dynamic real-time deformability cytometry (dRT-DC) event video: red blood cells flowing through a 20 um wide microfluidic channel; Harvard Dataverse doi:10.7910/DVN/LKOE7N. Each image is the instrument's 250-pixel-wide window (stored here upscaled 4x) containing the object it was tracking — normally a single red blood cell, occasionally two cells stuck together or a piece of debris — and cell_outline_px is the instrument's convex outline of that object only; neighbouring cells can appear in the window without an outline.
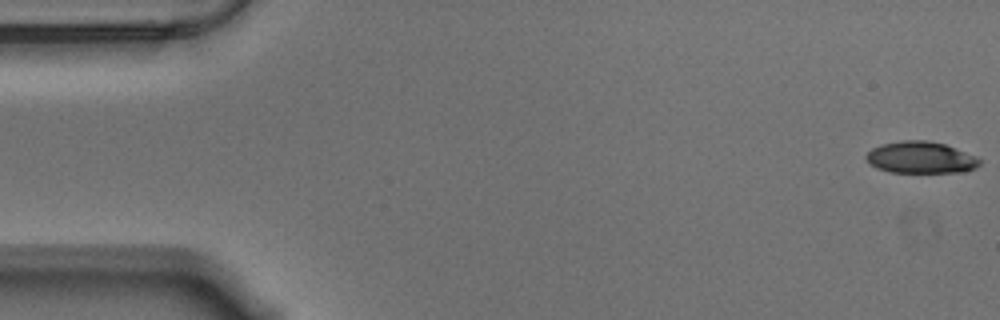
{"species": "Egyptian fruit bat (a non-hibernating species)", "species_latin": "Rousettus aegyptiacus", "temperature_condition": "warm", "stored_images_in_passage": 57, "camera_frame_rate_fps": 3000, "um_per_image_px": 0.085, "animal": {"sex": "male"}, "frame": {"image": 1, "passage_image": 1, "time_ms": 0.0, "image_size_px": [1000, 320], "cell_outline_px": [[980, 164], [976, 168], [964, 172], [888, 172], [876, 168], [868, 164], [864, 156], [872, 148], [880, 144], [900, 140], [928, 140], [944, 144], [976, 156], [980, 160]], "centroid_in_image_um": [78.22, 13.39], "position_along_channel_um": 6.8, "area_um2": 21.21}}
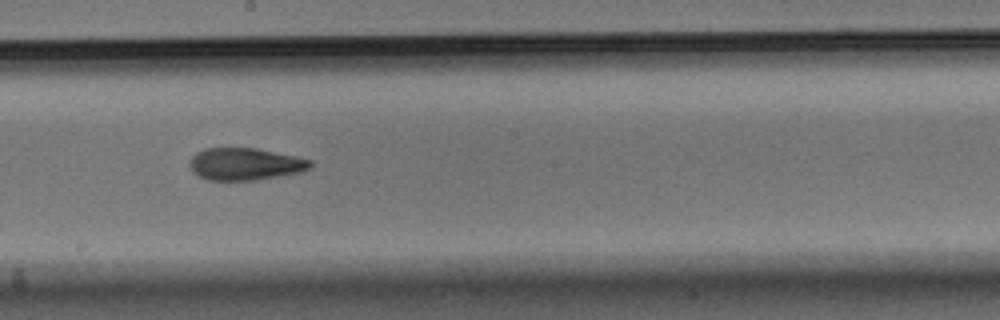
{"frame": {"image": 2, "passage_image": 31, "time_ms": 10.0, "image_size_px": [1000, 320], "cell_outline_px": [[312, 168], [300, 172], [256, 180], [208, 180], [192, 172], [192, 156], [196, 152], [204, 148], [256, 148], [296, 156], [312, 160]], "centroid_in_image_um": [20.88, 13.94], "position_along_channel_um": 227.3, "area_um2": 22.54}}
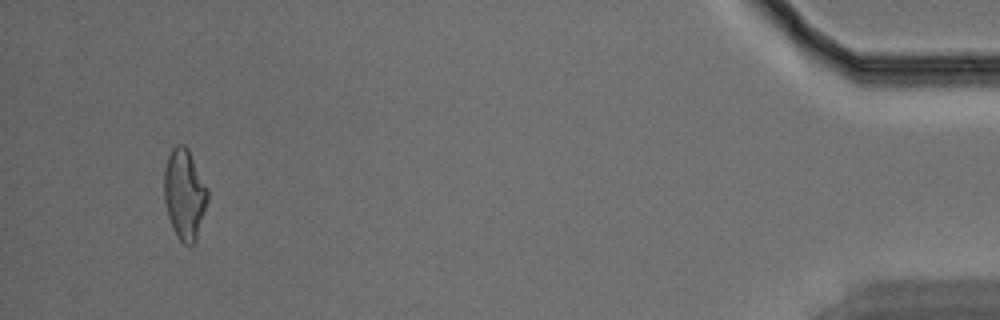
{"frame": {"image": 3, "passage_image": 54, "time_ms": 17.667, "image_size_px": [1000, 320], "cell_outline_px": [[208, 200], [196, 240], [192, 244], [184, 244], [176, 236], [172, 228], [168, 216], [164, 200], [164, 168], [168, 156], [172, 148], [176, 144], [184, 144], [188, 148], [208, 188]], "centroid_in_image_um": [15.68, 16.49], "position_along_channel_um": 419.5, "area_um2": 23.06}, "authors_computed_cell_mechanics": {"area_um2": 22.7154, "velocity_mm_per_s": 3.5338, "shape_relaxation_time_tau1_ms": 5.922, "shape_relaxation_time_tau2_ms": 2.6924, "deformation_change_tau1": 0.1801, "deformation_change_tau2": 0.104}}